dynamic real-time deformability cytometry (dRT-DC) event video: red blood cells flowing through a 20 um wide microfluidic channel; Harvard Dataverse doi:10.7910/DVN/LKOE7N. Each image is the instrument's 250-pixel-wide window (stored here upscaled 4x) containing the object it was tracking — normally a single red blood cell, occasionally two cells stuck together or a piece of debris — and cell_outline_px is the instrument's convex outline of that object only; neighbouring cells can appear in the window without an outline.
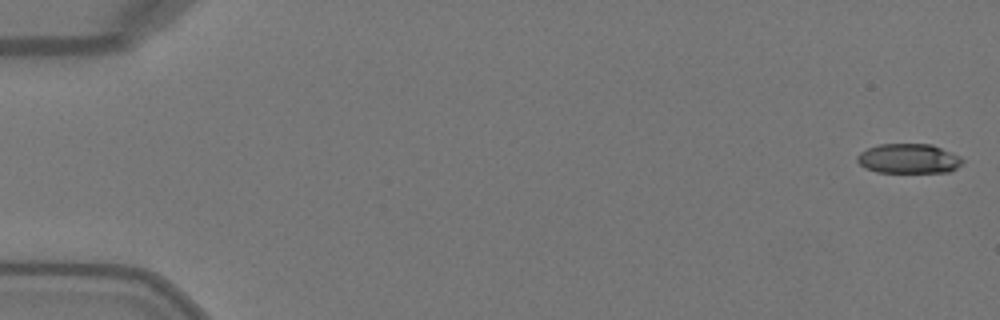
{"species": "Egyptian fruit bat (a non-hibernating species)", "species_latin": "Rousettus aegyptiacus", "temperature_condition": "warm", "stored_images_in_passage": 19, "camera_frame_rate_fps": 3000, "um_per_image_px": 0.085, "animal": {"sex": "female"}, "frame": {"image": 1, "passage_image": 1, "time_ms": 0.0, "image_size_px": [1000, 320], "cell_outline_px": [[964, 160], [956, 168], [948, 172], [876, 172], [864, 168], [856, 160], [856, 156], [860, 152], [868, 148], [880, 144], [932, 144], [960, 156]], "centroid_in_image_um": [77.21, 13.48], "position_along_channel_um": 7.8, "area_um2": 18.21}}
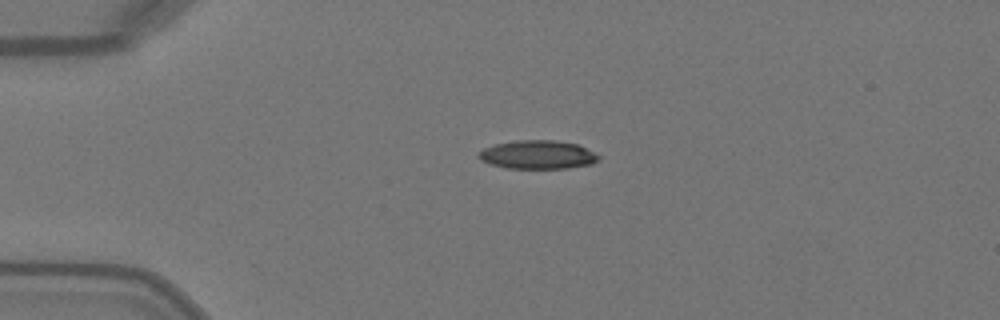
{"frame": {"image": 2, "passage_image": 12, "time_ms": 3.667, "image_size_px": [1000, 320], "cell_outline_px": [[600, 160], [592, 164], [568, 168], [504, 168], [480, 160], [476, 156], [484, 148], [496, 144], [516, 140], [556, 140], [576, 144], [600, 156]], "centroid_in_image_um": [45.7, 13.15], "position_along_channel_um": 39.3, "area_um2": 19.88}}
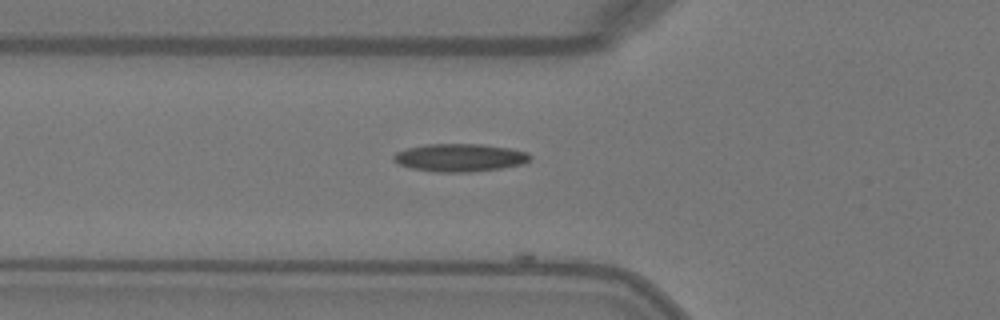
{"frame": {"image": 3, "passage_image": 18, "time_ms": 5.667, "image_size_px": [1000, 320], "cell_outline_px": [[532, 156], [524, 164], [500, 168], [468, 172], [432, 172], [412, 168], [400, 164], [392, 160], [392, 156], [396, 152], [408, 148], [428, 144], [480, 144], [512, 148], [528, 152]], "centroid_in_image_um": [39.1, 13.39], "position_along_channel_um": 86.7, "area_um2": 22.2}}